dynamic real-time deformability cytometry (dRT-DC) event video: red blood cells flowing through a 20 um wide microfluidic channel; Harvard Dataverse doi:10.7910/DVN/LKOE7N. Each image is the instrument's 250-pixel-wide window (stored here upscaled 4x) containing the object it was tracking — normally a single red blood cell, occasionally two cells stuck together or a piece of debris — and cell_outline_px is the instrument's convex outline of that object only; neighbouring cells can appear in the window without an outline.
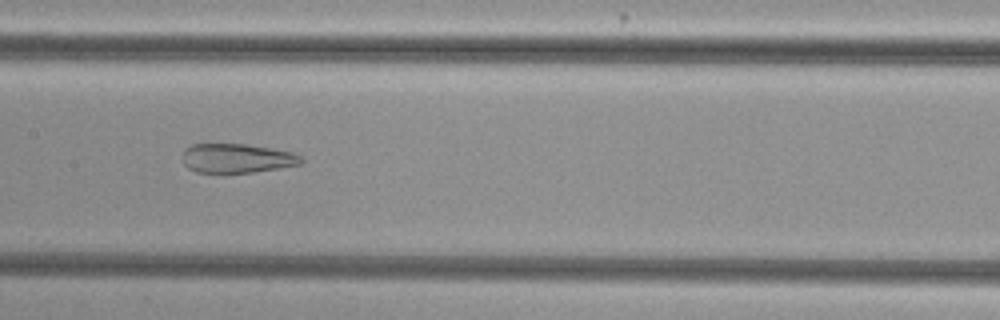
{"species": "common noctule bat (a hibernating species)", "species_latin": "Nyctalus noctula", "temperature_condition": "cold", "stored_images_in_passage": 34, "camera_frame_rate_fps": 3000, "um_per_image_px": 0.085, "animal": {"sex": "female", "body_mass_g": 29.2, "forearm_length_mm": 56.3}, "frame": {"image": 1, "passage_image": 10, "time_ms": 3.0, "image_size_px": [1000, 320], "cell_outline_px": [[304, 160], [300, 164], [252, 172], [196, 172], [188, 168], [184, 164], [184, 148], [192, 144], [244, 144], [292, 152], [300, 156]], "centroid_in_image_um": [20.11, 13.45], "position_along_channel_um": 187.3, "area_um2": 19.83}}
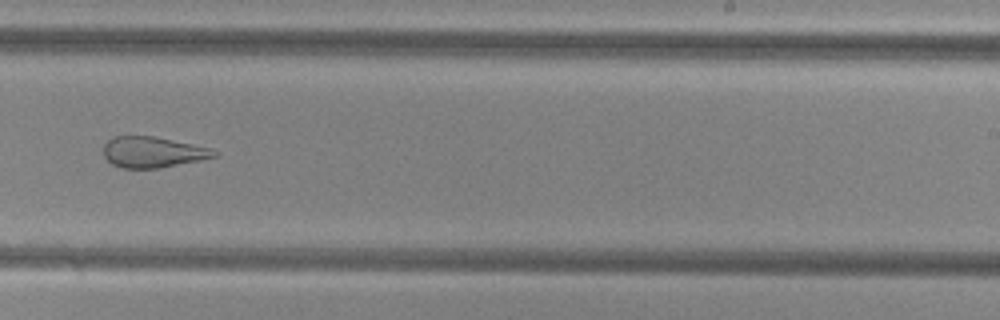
{"frame": {"image": 2, "passage_image": 17, "time_ms": 5.333, "image_size_px": [1000, 320], "cell_outline_px": [[220, 152], [216, 156], [200, 160], [160, 168], [124, 168], [112, 164], [104, 156], [104, 144], [112, 136], [152, 136], [212, 148]], "centroid_in_image_um": [12.99, 12.93], "position_along_channel_um": 276.0, "area_um2": 19.83}}
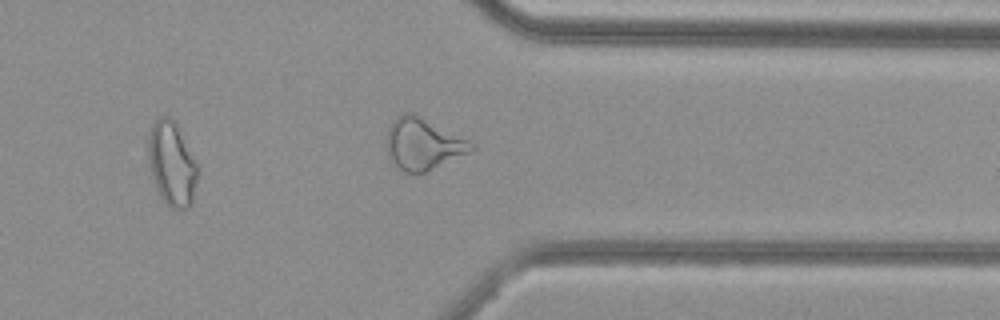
{"frame": {"image": 3, "passage_image": 25, "time_ms": 8.0, "image_size_px": [1000, 320], "cell_outline_px": [[200, 172], [192, 200], [188, 208], [172, 208], [160, 196], [156, 188], [148, 164], [144, 140], [152, 124], [160, 116], [168, 116], [176, 124]], "centroid_in_image_um": [14.54, 13.89], "position_along_channel_um": 396.9, "area_um2": 24.45}, "authors_computed_cell_mechanics": {"area_um2": 23.12, "velocity_mm_per_s": 3.8243, "shape_relaxation_time_tau1_ms": null, "shape_relaxation_time_tau2_ms": 1.4327, "deformation_change_tau1": null, "deformation_change_tau2": 0.1039}}